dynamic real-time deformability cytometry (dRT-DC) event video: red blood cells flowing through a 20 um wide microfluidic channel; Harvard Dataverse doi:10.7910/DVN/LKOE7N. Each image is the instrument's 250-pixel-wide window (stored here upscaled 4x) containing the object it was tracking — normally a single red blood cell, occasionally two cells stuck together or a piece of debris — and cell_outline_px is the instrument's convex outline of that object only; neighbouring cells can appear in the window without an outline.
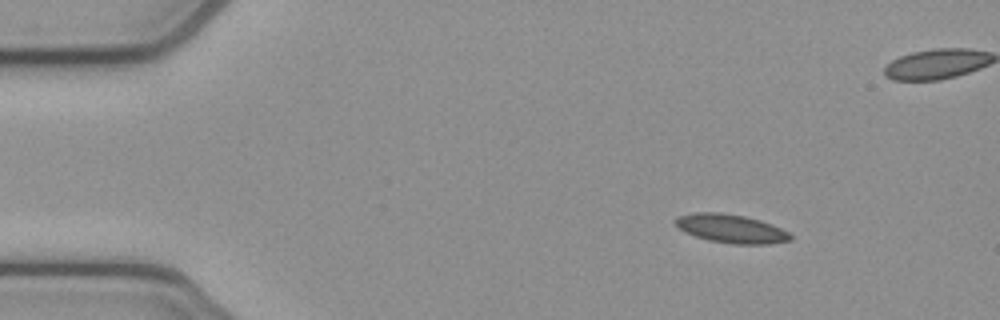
{"species": "common noctule bat (a hibernating species)", "species_latin": "Nyctalus noctula", "temperature_condition": "cold", "stored_images_in_passage": 6, "camera_frame_rate_fps": 3000, "um_per_image_px": 0.085, "animal": {"sex": "female", "body_mass_g": 21.9}, "frame": {"image": 1, "passage_image": 2, "time_ms": 0.333, "image_size_px": [1000, 320], "cell_outline_px": [[792, 240], [768, 244], [732, 244], [708, 240], [684, 232], [672, 220], [676, 216], [692, 212], [720, 212], [744, 216], [760, 220], [772, 224], [788, 232], [792, 236]], "centroid_in_image_um": [62.11, 19.42], "position_along_channel_um": 22.9, "area_um2": 19.31}}
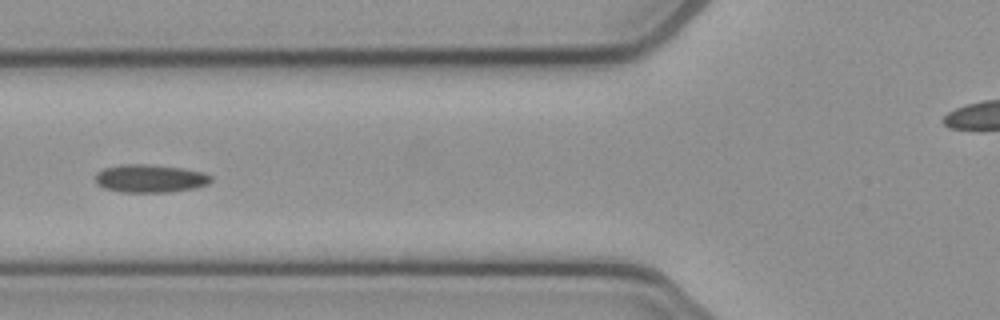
{"frame": {"image": 2, "passage_image": 5, "time_ms": 1.333, "image_size_px": [1000, 320], "cell_outline_px": [[212, 180], [208, 184], [196, 188], [168, 192], [120, 192], [104, 188], [96, 184], [96, 172], [104, 168], [120, 164], [148, 164], [184, 168], [204, 172], [212, 176]], "centroid_in_image_um": [12.77, 15.16], "position_along_channel_um": 113.0, "area_um2": 19.13}}
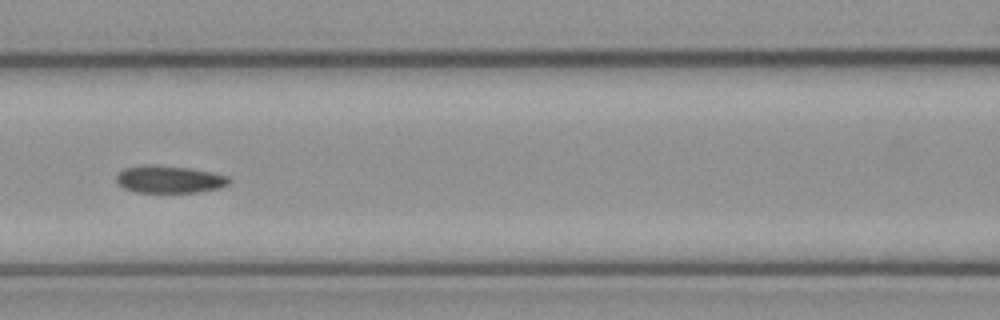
{"frame": {"image": 3, "passage_image": 6, "time_ms": 1.667, "image_size_px": [1000, 320], "cell_outline_px": [[232, 180], [228, 184], [220, 188], [196, 192], [136, 192], [124, 188], [116, 184], [116, 176], [124, 168], [144, 164], [156, 164], [192, 168], [212, 172], [228, 176]], "centroid_in_image_um": [14.38, 15.23], "position_along_channel_um": 152.2, "area_um2": 18.26}}